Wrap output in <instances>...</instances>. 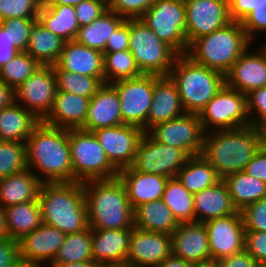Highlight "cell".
<instances>
[{"instance_id": "4", "label": "cell", "mask_w": 266, "mask_h": 267, "mask_svg": "<svg viewBox=\"0 0 266 267\" xmlns=\"http://www.w3.org/2000/svg\"><path fill=\"white\" fill-rule=\"evenodd\" d=\"M91 229H133L134 209L118 177L83 183Z\"/></svg>"}, {"instance_id": "7", "label": "cell", "mask_w": 266, "mask_h": 267, "mask_svg": "<svg viewBox=\"0 0 266 267\" xmlns=\"http://www.w3.org/2000/svg\"><path fill=\"white\" fill-rule=\"evenodd\" d=\"M73 182L113 179L118 170L107 159L104 149L92 132L69 129Z\"/></svg>"}, {"instance_id": "27", "label": "cell", "mask_w": 266, "mask_h": 267, "mask_svg": "<svg viewBox=\"0 0 266 267\" xmlns=\"http://www.w3.org/2000/svg\"><path fill=\"white\" fill-rule=\"evenodd\" d=\"M184 113L177 85L170 76H160L154 82L153 100L148 114V131L155 125Z\"/></svg>"}, {"instance_id": "63", "label": "cell", "mask_w": 266, "mask_h": 267, "mask_svg": "<svg viewBox=\"0 0 266 267\" xmlns=\"http://www.w3.org/2000/svg\"><path fill=\"white\" fill-rule=\"evenodd\" d=\"M15 267H42L39 264H35V263H30V262H25V261H19Z\"/></svg>"}, {"instance_id": "60", "label": "cell", "mask_w": 266, "mask_h": 267, "mask_svg": "<svg viewBox=\"0 0 266 267\" xmlns=\"http://www.w3.org/2000/svg\"><path fill=\"white\" fill-rule=\"evenodd\" d=\"M48 267H101V265L95 263L94 261H85L64 264H50Z\"/></svg>"}, {"instance_id": "42", "label": "cell", "mask_w": 266, "mask_h": 267, "mask_svg": "<svg viewBox=\"0 0 266 267\" xmlns=\"http://www.w3.org/2000/svg\"><path fill=\"white\" fill-rule=\"evenodd\" d=\"M58 91L73 93L91 98L104 84V77H91L82 74L54 69Z\"/></svg>"}, {"instance_id": "51", "label": "cell", "mask_w": 266, "mask_h": 267, "mask_svg": "<svg viewBox=\"0 0 266 267\" xmlns=\"http://www.w3.org/2000/svg\"><path fill=\"white\" fill-rule=\"evenodd\" d=\"M74 7L76 18L80 27L89 25L108 10L101 3L93 0H82Z\"/></svg>"}, {"instance_id": "20", "label": "cell", "mask_w": 266, "mask_h": 267, "mask_svg": "<svg viewBox=\"0 0 266 267\" xmlns=\"http://www.w3.org/2000/svg\"><path fill=\"white\" fill-rule=\"evenodd\" d=\"M65 237L66 234L59 229L42 223L18 240L20 260L42 267L49 266L64 243Z\"/></svg>"}, {"instance_id": "5", "label": "cell", "mask_w": 266, "mask_h": 267, "mask_svg": "<svg viewBox=\"0 0 266 267\" xmlns=\"http://www.w3.org/2000/svg\"><path fill=\"white\" fill-rule=\"evenodd\" d=\"M251 44L241 22L232 21L211 34L195 39L186 55L194 62L225 75Z\"/></svg>"}, {"instance_id": "21", "label": "cell", "mask_w": 266, "mask_h": 267, "mask_svg": "<svg viewBox=\"0 0 266 267\" xmlns=\"http://www.w3.org/2000/svg\"><path fill=\"white\" fill-rule=\"evenodd\" d=\"M172 254L191 263L211 260L204 223H180L171 234Z\"/></svg>"}, {"instance_id": "56", "label": "cell", "mask_w": 266, "mask_h": 267, "mask_svg": "<svg viewBox=\"0 0 266 267\" xmlns=\"http://www.w3.org/2000/svg\"><path fill=\"white\" fill-rule=\"evenodd\" d=\"M15 102V90L0 80V110Z\"/></svg>"}, {"instance_id": "11", "label": "cell", "mask_w": 266, "mask_h": 267, "mask_svg": "<svg viewBox=\"0 0 266 267\" xmlns=\"http://www.w3.org/2000/svg\"><path fill=\"white\" fill-rule=\"evenodd\" d=\"M159 77L142 74L111 83L120 99L122 124L137 126L148 132V114L153 100L154 82Z\"/></svg>"}, {"instance_id": "55", "label": "cell", "mask_w": 266, "mask_h": 267, "mask_svg": "<svg viewBox=\"0 0 266 267\" xmlns=\"http://www.w3.org/2000/svg\"><path fill=\"white\" fill-rule=\"evenodd\" d=\"M221 267H258V262L245 250L219 260Z\"/></svg>"}, {"instance_id": "14", "label": "cell", "mask_w": 266, "mask_h": 267, "mask_svg": "<svg viewBox=\"0 0 266 267\" xmlns=\"http://www.w3.org/2000/svg\"><path fill=\"white\" fill-rule=\"evenodd\" d=\"M56 91L53 66H40L15 90V102L43 121L52 109Z\"/></svg>"}, {"instance_id": "13", "label": "cell", "mask_w": 266, "mask_h": 267, "mask_svg": "<svg viewBox=\"0 0 266 267\" xmlns=\"http://www.w3.org/2000/svg\"><path fill=\"white\" fill-rule=\"evenodd\" d=\"M147 133L158 143L179 148L189 157L199 156L202 152L205 132L199 114L184 113L155 125Z\"/></svg>"}, {"instance_id": "25", "label": "cell", "mask_w": 266, "mask_h": 267, "mask_svg": "<svg viewBox=\"0 0 266 267\" xmlns=\"http://www.w3.org/2000/svg\"><path fill=\"white\" fill-rule=\"evenodd\" d=\"M61 69L91 77H104L103 52L84 46L76 40L64 43L63 50L52 65Z\"/></svg>"}, {"instance_id": "24", "label": "cell", "mask_w": 266, "mask_h": 267, "mask_svg": "<svg viewBox=\"0 0 266 267\" xmlns=\"http://www.w3.org/2000/svg\"><path fill=\"white\" fill-rule=\"evenodd\" d=\"M125 187L133 209L143 203L162 199L168 177L134 170L131 166L120 169L117 176Z\"/></svg>"}, {"instance_id": "61", "label": "cell", "mask_w": 266, "mask_h": 267, "mask_svg": "<svg viewBox=\"0 0 266 267\" xmlns=\"http://www.w3.org/2000/svg\"><path fill=\"white\" fill-rule=\"evenodd\" d=\"M194 267H221L219 260H208L200 263H195Z\"/></svg>"}, {"instance_id": "22", "label": "cell", "mask_w": 266, "mask_h": 267, "mask_svg": "<svg viewBox=\"0 0 266 267\" xmlns=\"http://www.w3.org/2000/svg\"><path fill=\"white\" fill-rule=\"evenodd\" d=\"M132 229H91L93 261L101 266H126Z\"/></svg>"}, {"instance_id": "16", "label": "cell", "mask_w": 266, "mask_h": 267, "mask_svg": "<svg viewBox=\"0 0 266 267\" xmlns=\"http://www.w3.org/2000/svg\"><path fill=\"white\" fill-rule=\"evenodd\" d=\"M104 149L107 159L119 171L130 167L144 130L133 125L120 124L92 131Z\"/></svg>"}, {"instance_id": "49", "label": "cell", "mask_w": 266, "mask_h": 267, "mask_svg": "<svg viewBox=\"0 0 266 267\" xmlns=\"http://www.w3.org/2000/svg\"><path fill=\"white\" fill-rule=\"evenodd\" d=\"M156 0H113L109 10L125 19H138L154 4Z\"/></svg>"}, {"instance_id": "8", "label": "cell", "mask_w": 266, "mask_h": 267, "mask_svg": "<svg viewBox=\"0 0 266 267\" xmlns=\"http://www.w3.org/2000/svg\"><path fill=\"white\" fill-rule=\"evenodd\" d=\"M129 50L143 74L169 76L179 54L143 21L130 19Z\"/></svg>"}, {"instance_id": "67", "label": "cell", "mask_w": 266, "mask_h": 267, "mask_svg": "<svg viewBox=\"0 0 266 267\" xmlns=\"http://www.w3.org/2000/svg\"><path fill=\"white\" fill-rule=\"evenodd\" d=\"M258 267H266V264H264V263H259V264H258Z\"/></svg>"}, {"instance_id": "28", "label": "cell", "mask_w": 266, "mask_h": 267, "mask_svg": "<svg viewBox=\"0 0 266 267\" xmlns=\"http://www.w3.org/2000/svg\"><path fill=\"white\" fill-rule=\"evenodd\" d=\"M195 222H206L237 212L223 179L215 186L194 193Z\"/></svg>"}, {"instance_id": "50", "label": "cell", "mask_w": 266, "mask_h": 267, "mask_svg": "<svg viewBox=\"0 0 266 267\" xmlns=\"http://www.w3.org/2000/svg\"><path fill=\"white\" fill-rule=\"evenodd\" d=\"M244 250L258 263L266 264V232L245 230Z\"/></svg>"}, {"instance_id": "9", "label": "cell", "mask_w": 266, "mask_h": 267, "mask_svg": "<svg viewBox=\"0 0 266 267\" xmlns=\"http://www.w3.org/2000/svg\"><path fill=\"white\" fill-rule=\"evenodd\" d=\"M140 19L179 55L187 53L184 0H156Z\"/></svg>"}, {"instance_id": "2", "label": "cell", "mask_w": 266, "mask_h": 267, "mask_svg": "<svg viewBox=\"0 0 266 267\" xmlns=\"http://www.w3.org/2000/svg\"><path fill=\"white\" fill-rule=\"evenodd\" d=\"M262 146V131L254 126L215 130L205 133L200 155L223 179L226 175L243 171Z\"/></svg>"}, {"instance_id": "10", "label": "cell", "mask_w": 266, "mask_h": 267, "mask_svg": "<svg viewBox=\"0 0 266 267\" xmlns=\"http://www.w3.org/2000/svg\"><path fill=\"white\" fill-rule=\"evenodd\" d=\"M199 117L205 133L251 125L246 94L226 85L208 102Z\"/></svg>"}, {"instance_id": "37", "label": "cell", "mask_w": 266, "mask_h": 267, "mask_svg": "<svg viewBox=\"0 0 266 267\" xmlns=\"http://www.w3.org/2000/svg\"><path fill=\"white\" fill-rule=\"evenodd\" d=\"M192 194L215 186L222 178L201 155L190 157L176 176Z\"/></svg>"}, {"instance_id": "33", "label": "cell", "mask_w": 266, "mask_h": 267, "mask_svg": "<svg viewBox=\"0 0 266 267\" xmlns=\"http://www.w3.org/2000/svg\"><path fill=\"white\" fill-rule=\"evenodd\" d=\"M228 7L230 19L241 22L252 42L258 32L266 31V0H228Z\"/></svg>"}, {"instance_id": "12", "label": "cell", "mask_w": 266, "mask_h": 267, "mask_svg": "<svg viewBox=\"0 0 266 267\" xmlns=\"http://www.w3.org/2000/svg\"><path fill=\"white\" fill-rule=\"evenodd\" d=\"M189 158L183 150L158 143L145 132L131 167L139 172L172 178L177 176Z\"/></svg>"}, {"instance_id": "3", "label": "cell", "mask_w": 266, "mask_h": 267, "mask_svg": "<svg viewBox=\"0 0 266 267\" xmlns=\"http://www.w3.org/2000/svg\"><path fill=\"white\" fill-rule=\"evenodd\" d=\"M38 201L42 223L59 229L65 234L89 228L83 183H43Z\"/></svg>"}, {"instance_id": "41", "label": "cell", "mask_w": 266, "mask_h": 267, "mask_svg": "<svg viewBox=\"0 0 266 267\" xmlns=\"http://www.w3.org/2000/svg\"><path fill=\"white\" fill-rule=\"evenodd\" d=\"M104 83L138 77L143 73L136 64L130 50L103 52Z\"/></svg>"}, {"instance_id": "35", "label": "cell", "mask_w": 266, "mask_h": 267, "mask_svg": "<svg viewBox=\"0 0 266 267\" xmlns=\"http://www.w3.org/2000/svg\"><path fill=\"white\" fill-rule=\"evenodd\" d=\"M223 181L237 211H242L246 206L266 197V183L244 171L226 175Z\"/></svg>"}, {"instance_id": "53", "label": "cell", "mask_w": 266, "mask_h": 267, "mask_svg": "<svg viewBox=\"0 0 266 267\" xmlns=\"http://www.w3.org/2000/svg\"><path fill=\"white\" fill-rule=\"evenodd\" d=\"M19 261V242L10 237L0 238V267H15Z\"/></svg>"}, {"instance_id": "54", "label": "cell", "mask_w": 266, "mask_h": 267, "mask_svg": "<svg viewBox=\"0 0 266 267\" xmlns=\"http://www.w3.org/2000/svg\"><path fill=\"white\" fill-rule=\"evenodd\" d=\"M243 171L266 183V148L264 146L252 157Z\"/></svg>"}, {"instance_id": "31", "label": "cell", "mask_w": 266, "mask_h": 267, "mask_svg": "<svg viewBox=\"0 0 266 267\" xmlns=\"http://www.w3.org/2000/svg\"><path fill=\"white\" fill-rule=\"evenodd\" d=\"M179 224L162 199L140 204L134 209V227L138 229L171 235Z\"/></svg>"}, {"instance_id": "30", "label": "cell", "mask_w": 266, "mask_h": 267, "mask_svg": "<svg viewBox=\"0 0 266 267\" xmlns=\"http://www.w3.org/2000/svg\"><path fill=\"white\" fill-rule=\"evenodd\" d=\"M40 122L29 110L14 102L0 110V141L25 143Z\"/></svg>"}, {"instance_id": "48", "label": "cell", "mask_w": 266, "mask_h": 267, "mask_svg": "<svg viewBox=\"0 0 266 267\" xmlns=\"http://www.w3.org/2000/svg\"><path fill=\"white\" fill-rule=\"evenodd\" d=\"M240 212L245 230L266 232V197L246 206Z\"/></svg>"}, {"instance_id": "18", "label": "cell", "mask_w": 266, "mask_h": 267, "mask_svg": "<svg viewBox=\"0 0 266 267\" xmlns=\"http://www.w3.org/2000/svg\"><path fill=\"white\" fill-rule=\"evenodd\" d=\"M172 254L171 235L133 227L126 267H156Z\"/></svg>"}, {"instance_id": "45", "label": "cell", "mask_w": 266, "mask_h": 267, "mask_svg": "<svg viewBox=\"0 0 266 267\" xmlns=\"http://www.w3.org/2000/svg\"><path fill=\"white\" fill-rule=\"evenodd\" d=\"M25 169L26 144L0 141V179Z\"/></svg>"}, {"instance_id": "23", "label": "cell", "mask_w": 266, "mask_h": 267, "mask_svg": "<svg viewBox=\"0 0 266 267\" xmlns=\"http://www.w3.org/2000/svg\"><path fill=\"white\" fill-rule=\"evenodd\" d=\"M120 124H122V113L118 93L111 84L104 83L90 98L88 114L82 130L92 132Z\"/></svg>"}, {"instance_id": "19", "label": "cell", "mask_w": 266, "mask_h": 267, "mask_svg": "<svg viewBox=\"0 0 266 267\" xmlns=\"http://www.w3.org/2000/svg\"><path fill=\"white\" fill-rule=\"evenodd\" d=\"M248 48L225 74V85L248 94L250 91L266 87V48L252 52Z\"/></svg>"}, {"instance_id": "64", "label": "cell", "mask_w": 266, "mask_h": 267, "mask_svg": "<svg viewBox=\"0 0 266 267\" xmlns=\"http://www.w3.org/2000/svg\"><path fill=\"white\" fill-rule=\"evenodd\" d=\"M93 1H96L98 3H101L107 9H110L111 8V5L113 3V0H93Z\"/></svg>"}, {"instance_id": "15", "label": "cell", "mask_w": 266, "mask_h": 267, "mask_svg": "<svg viewBox=\"0 0 266 267\" xmlns=\"http://www.w3.org/2000/svg\"><path fill=\"white\" fill-rule=\"evenodd\" d=\"M184 3L188 47L195 39L232 22L228 0H184Z\"/></svg>"}, {"instance_id": "38", "label": "cell", "mask_w": 266, "mask_h": 267, "mask_svg": "<svg viewBox=\"0 0 266 267\" xmlns=\"http://www.w3.org/2000/svg\"><path fill=\"white\" fill-rule=\"evenodd\" d=\"M9 237L20 240L42 224L38 200L5 207Z\"/></svg>"}, {"instance_id": "66", "label": "cell", "mask_w": 266, "mask_h": 267, "mask_svg": "<svg viewBox=\"0 0 266 267\" xmlns=\"http://www.w3.org/2000/svg\"><path fill=\"white\" fill-rule=\"evenodd\" d=\"M263 146L266 148V128L262 130Z\"/></svg>"}, {"instance_id": "47", "label": "cell", "mask_w": 266, "mask_h": 267, "mask_svg": "<svg viewBox=\"0 0 266 267\" xmlns=\"http://www.w3.org/2000/svg\"><path fill=\"white\" fill-rule=\"evenodd\" d=\"M246 96L251 126L262 131L266 128V87L254 89Z\"/></svg>"}, {"instance_id": "57", "label": "cell", "mask_w": 266, "mask_h": 267, "mask_svg": "<svg viewBox=\"0 0 266 267\" xmlns=\"http://www.w3.org/2000/svg\"><path fill=\"white\" fill-rule=\"evenodd\" d=\"M21 52L14 44L0 42V67L13 59V57Z\"/></svg>"}, {"instance_id": "52", "label": "cell", "mask_w": 266, "mask_h": 267, "mask_svg": "<svg viewBox=\"0 0 266 267\" xmlns=\"http://www.w3.org/2000/svg\"><path fill=\"white\" fill-rule=\"evenodd\" d=\"M130 19H126L110 36L103 52L129 50Z\"/></svg>"}, {"instance_id": "1", "label": "cell", "mask_w": 266, "mask_h": 267, "mask_svg": "<svg viewBox=\"0 0 266 267\" xmlns=\"http://www.w3.org/2000/svg\"><path fill=\"white\" fill-rule=\"evenodd\" d=\"M25 144L27 168L43 183L73 182L69 129L41 121Z\"/></svg>"}, {"instance_id": "39", "label": "cell", "mask_w": 266, "mask_h": 267, "mask_svg": "<svg viewBox=\"0 0 266 267\" xmlns=\"http://www.w3.org/2000/svg\"><path fill=\"white\" fill-rule=\"evenodd\" d=\"M162 200L179 223L195 222L194 196L177 177L168 179Z\"/></svg>"}, {"instance_id": "36", "label": "cell", "mask_w": 266, "mask_h": 267, "mask_svg": "<svg viewBox=\"0 0 266 267\" xmlns=\"http://www.w3.org/2000/svg\"><path fill=\"white\" fill-rule=\"evenodd\" d=\"M125 20L108 9L89 25L80 27L75 40L84 46L103 52L108 38Z\"/></svg>"}, {"instance_id": "26", "label": "cell", "mask_w": 266, "mask_h": 267, "mask_svg": "<svg viewBox=\"0 0 266 267\" xmlns=\"http://www.w3.org/2000/svg\"><path fill=\"white\" fill-rule=\"evenodd\" d=\"M90 98L56 91L52 109L43 123L63 129H83Z\"/></svg>"}, {"instance_id": "32", "label": "cell", "mask_w": 266, "mask_h": 267, "mask_svg": "<svg viewBox=\"0 0 266 267\" xmlns=\"http://www.w3.org/2000/svg\"><path fill=\"white\" fill-rule=\"evenodd\" d=\"M64 43L62 38L47 30L37 20L31 26L26 52L42 66H52L57 62Z\"/></svg>"}, {"instance_id": "40", "label": "cell", "mask_w": 266, "mask_h": 267, "mask_svg": "<svg viewBox=\"0 0 266 267\" xmlns=\"http://www.w3.org/2000/svg\"><path fill=\"white\" fill-rule=\"evenodd\" d=\"M93 261L91 228L66 234L64 243L59 248L51 264Z\"/></svg>"}, {"instance_id": "65", "label": "cell", "mask_w": 266, "mask_h": 267, "mask_svg": "<svg viewBox=\"0 0 266 267\" xmlns=\"http://www.w3.org/2000/svg\"><path fill=\"white\" fill-rule=\"evenodd\" d=\"M34 1L38 4L40 8L50 5V0H34Z\"/></svg>"}, {"instance_id": "43", "label": "cell", "mask_w": 266, "mask_h": 267, "mask_svg": "<svg viewBox=\"0 0 266 267\" xmlns=\"http://www.w3.org/2000/svg\"><path fill=\"white\" fill-rule=\"evenodd\" d=\"M40 66L26 51L18 52L12 60L0 67V80L16 90Z\"/></svg>"}, {"instance_id": "46", "label": "cell", "mask_w": 266, "mask_h": 267, "mask_svg": "<svg viewBox=\"0 0 266 267\" xmlns=\"http://www.w3.org/2000/svg\"><path fill=\"white\" fill-rule=\"evenodd\" d=\"M40 7L34 0H0V21L11 18H37Z\"/></svg>"}, {"instance_id": "17", "label": "cell", "mask_w": 266, "mask_h": 267, "mask_svg": "<svg viewBox=\"0 0 266 267\" xmlns=\"http://www.w3.org/2000/svg\"><path fill=\"white\" fill-rule=\"evenodd\" d=\"M211 259L235 255L244 251L245 227L240 211L204 222Z\"/></svg>"}, {"instance_id": "6", "label": "cell", "mask_w": 266, "mask_h": 267, "mask_svg": "<svg viewBox=\"0 0 266 267\" xmlns=\"http://www.w3.org/2000/svg\"><path fill=\"white\" fill-rule=\"evenodd\" d=\"M170 78L178 88L185 113L200 114L208 102L224 87L225 75L179 55Z\"/></svg>"}, {"instance_id": "58", "label": "cell", "mask_w": 266, "mask_h": 267, "mask_svg": "<svg viewBox=\"0 0 266 267\" xmlns=\"http://www.w3.org/2000/svg\"><path fill=\"white\" fill-rule=\"evenodd\" d=\"M156 267H194V263L185 261L171 254L161 261Z\"/></svg>"}, {"instance_id": "34", "label": "cell", "mask_w": 266, "mask_h": 267, "mask_svg": "<svg viewBox=\"0 0 266 267\" xmlns=\"http://www.w3.org/2000/svg\"><path fill=\"white\" fill-rule=\"evenodd\" d=\"M37 20L65 42L75 40L80 28L72 5L41 7Z\"/></svg>"}, {"instance_id": "59", "label": "cell", "mask_w": 266, "mask_h": 267, "mask_svg": "<svg viewBox=\"0 0 266 267\" xmlns=\"http://www.w3.org/2000/svg\"><path fill=\"white\" fill-rule=\"evenodd\" d=\"M8 226L5 208L0 205V238H8Z\"/></svg>"}, {"instance_id": "29", "label": "cell", "mask_w": 266, "mask_h": 267, "mask_svg": "<svg viewBox=\"0 0 266 267\" xmlns=\"http://www.w3.org/2000/svg\"><path fill=\"white\" fill-rule=\"evenodd\" d=\"M43 182L28 168L0 179V205H11L38 200Z\"/></svg>"}, {"instance_id": "68", "label": "cell", "mask_w": 266, "mask_h": 267, "mask_svg": "<svg viewBox=\"0 0 266 267\" xmlns=\"http://www.w3.org/2000/svg\"><path fill=\"white\" fill-rule=\"evenodd\" d=\"M101 267H126V266H101Z\"/></svg>"}, {"instance_id": "44", "label": "cell", "mask_w": 266, "mask_h": 267, "mask_svg": "<svg viewBox=\"0 0 266 267\" xmlns=\"http://www.w3.org/2000/svg\"><path fill=\"white\" fill-rule=\"evenodd\" d=\"M37 18H11L0 21V42L14 44L20 51H26L31 26Z\"/></svg>"}, {"instance_id": "62", "label": "cell", "mask_w": 266, "mask_h": 267, "mask_svg": "<svg viewBox=\"0 0 266 267\" xmlns=\"http://www.w3.org/2000/svg\"><path fill=\"white\" fill-rule=\"evenodd\" d=\"M82 0H50V5H72L79 4Z\"/></svg>"}]
</instances>
